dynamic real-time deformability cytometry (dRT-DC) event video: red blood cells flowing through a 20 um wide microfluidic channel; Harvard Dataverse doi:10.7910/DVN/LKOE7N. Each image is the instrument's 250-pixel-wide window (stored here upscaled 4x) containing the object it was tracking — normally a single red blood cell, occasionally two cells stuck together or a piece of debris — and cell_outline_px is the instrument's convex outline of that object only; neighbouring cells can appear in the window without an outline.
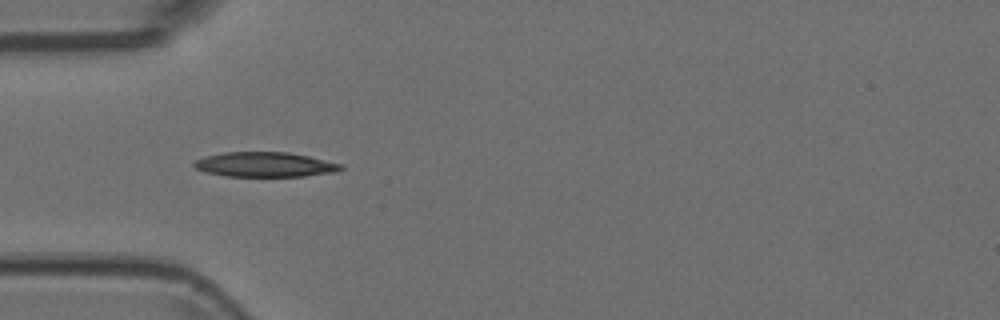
{"species": "Egyptian fruit bat (a non-hibernating species)", "species_latin": "Rousettus aegyptiacus", "temperature_condition": "room temperature", "stored_images_in_passage": 9, "camera_frame_rate_fps": 3000, "um_per_image_px": 0.085, "animal": {"sex": "female"}, "frame": {"image": 1, "passage_image": 4, "time_ms": 1.0, "image_size_px": [1000, 320], "cell_outline_px": [[344, 168], [340, 172], [304, 176], [224, 176], [204, 172], [196, 168], [192, 164], [196, 160], [204, 156], [224, 152], [288, 152], [308, 156], [344, 164]], "centroid_in_image_um": [22.55, 13.99], "position_along_channel_um": 62.4, "area_um2": 21.44}}
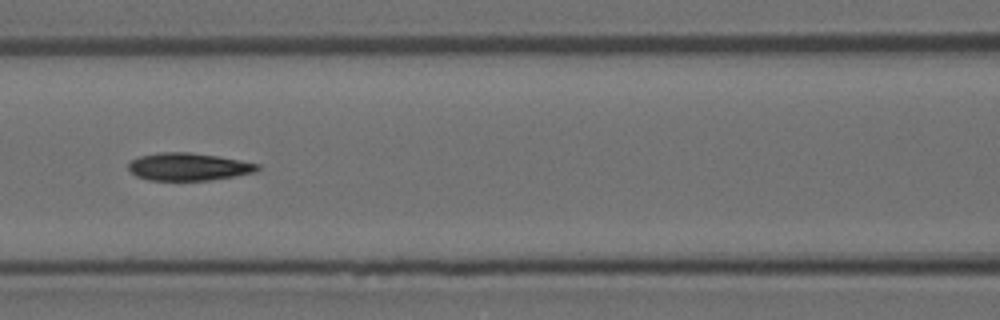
{"frame": {"image": 2, "passage_image": 6, "time_ms": 1.667, "image_size_px": [1000, 320], "cell_outline_px": [[260, 168], [256, 172], [236, 176], [212, 180], [148, 180], [136, 176], [128, 168], [128, 164], [132, 160], [140, 156], [160, 152], [188, 152], [216, 156], [260, 164]], "centroid_in_image_um": [16.03, 14.18], "position_along_channel_um": 150.6, "area_um2": 20.69}}
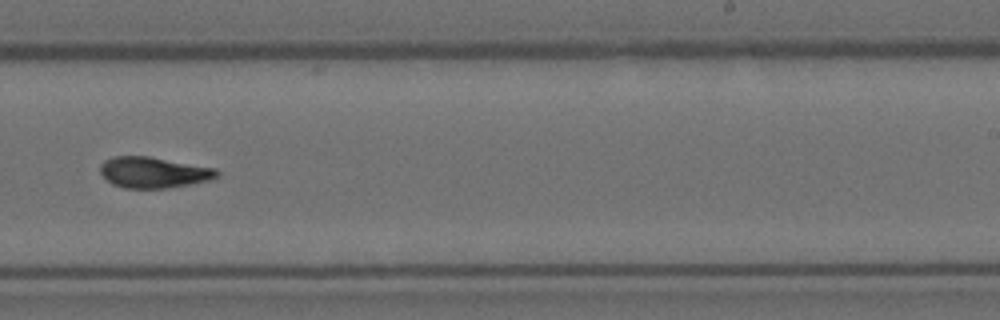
{"frame": {"image": 3, "passage_image": 9, "time_ms": 2.667, "image_size_px": [1000, 320], "cell_outline_px": [[220, 172], [216, 176], [208, 180], [168, 188], [124, 188], [112, 184], [100, 172], [100, 164], [104, 160], [112, 156], [148, 156], [216, 168]], "centroid_in_image_um": [13.02, 14.64], "position_along_channel_um": 276.0, "area_um2": 20.92}}